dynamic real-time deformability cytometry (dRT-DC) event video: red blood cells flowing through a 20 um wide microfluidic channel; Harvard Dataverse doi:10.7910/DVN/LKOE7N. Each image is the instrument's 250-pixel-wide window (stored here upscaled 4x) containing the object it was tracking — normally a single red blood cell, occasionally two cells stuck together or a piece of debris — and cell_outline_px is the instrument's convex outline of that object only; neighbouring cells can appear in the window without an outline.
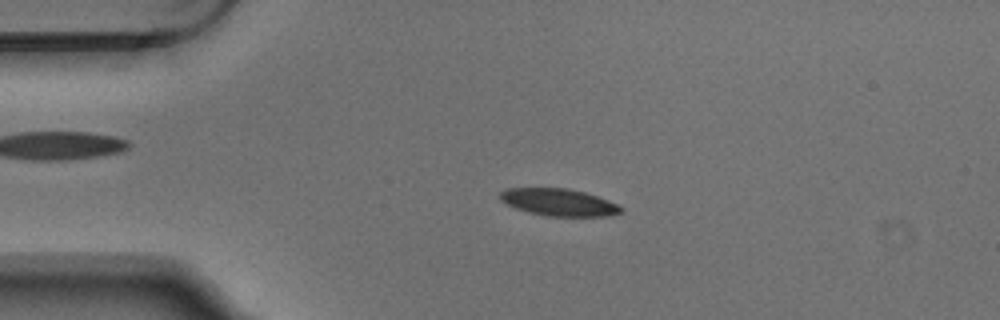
{"species": "Egyptian fruit bat (a non-hibernating species)", "species_latin": "Rousettus aegyptiacus", "temperature_condition": "warm", "stored_images_in_passage": 3, "camera_frame_rate_fps": 3000, "um_per_image_px": 0.085, "animal": {"sex": "male"}, "frame": {"image": 1, "passage_image": 2, "time_ms": 0.333, "image_size_px": [1000, 320], "cell_outline_px": [[624, 212], [608, 216], [548, 216], [528, 212], [516, 208], [500, 200], [500, 192], [508, 188], [568, 188], [584, 192], [620, 204], [624, 208]], "centroid_in_image_um": [47.55, 17.2], "position_along_channel_um": 37.4, "area_um2": 19.19}}